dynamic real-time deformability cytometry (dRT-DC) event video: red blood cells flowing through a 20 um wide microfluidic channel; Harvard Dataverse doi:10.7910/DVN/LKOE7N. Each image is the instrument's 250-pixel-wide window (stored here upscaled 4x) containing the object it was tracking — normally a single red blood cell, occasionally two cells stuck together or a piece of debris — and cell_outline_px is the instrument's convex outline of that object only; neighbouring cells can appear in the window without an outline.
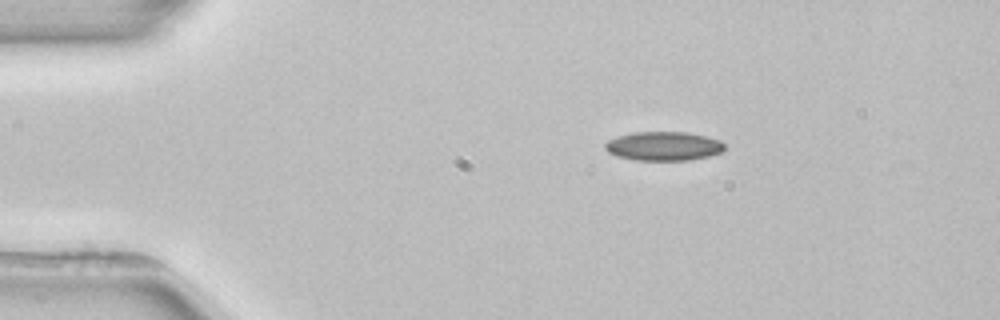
{"species": "common noctule bat (a hibernating species)", "species_latin": "Nyctalus noctula", "temperature_condition": "room temperature", "stored_images_in_passage": 2, "camera_frame_rate_fps": 3000, "um_per_image_px": 0.085, "animal": {"sex": "female", "body_mass_g": 22.7, "forearm_length_mm": 54.2}, "frame": {"image": 1, "passage_image": 1, "time_ms": 0.0, "image_size_px": [1000, 320], "cell_outline_px": [[724, 152], [692, 160], [636, 160], [616, 156], [608, 152], [604, 148], [604, 144], [608, 140], [616, 136], [632, 132], [688, 132], [720, 140], [724, 144]], "centroid_in_image_um": [56.39, 12.42], "position_along_channel_um": 28.6, "area_um2": 20.35}}